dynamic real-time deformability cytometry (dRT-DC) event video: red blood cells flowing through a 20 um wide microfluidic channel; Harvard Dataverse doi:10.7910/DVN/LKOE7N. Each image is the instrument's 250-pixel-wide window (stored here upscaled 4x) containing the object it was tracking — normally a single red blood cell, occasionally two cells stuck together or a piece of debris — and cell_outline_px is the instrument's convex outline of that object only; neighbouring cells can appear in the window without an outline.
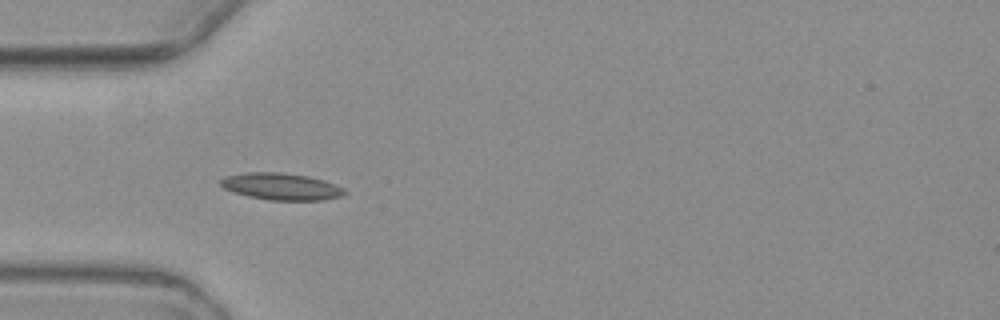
{"species": "common noctule bat (a hibernating species)", "species_latin": "Nyctalus noctula", "temperature_condition": "warm", "stored_images_in_passage": 6, "camera_frame_rate_fps": 3000, "um_per_image_px": 0.085, "animal": {"sex": "female", "body_mass_g": 19.3, "forearm_length_mm": 54.1}, "frame": {"image": 1, "passage_image": 4, "time_ms": 3.667, "image_size_px": [1000, 320], "cell_outline_px": [[348, 192], [340, 196], [324, 200], [272, 200], [248, 196], [232, 192], [224, 188], [220, 184], [220, 180], [224, 176], [248, 172], [280, 172], [308, 176], [336, 184], [344, 188]], "centroid_in_image_um": [23.9, 15.85], "position_along_channel_um": 61.1, "area_um2": 19.42}}
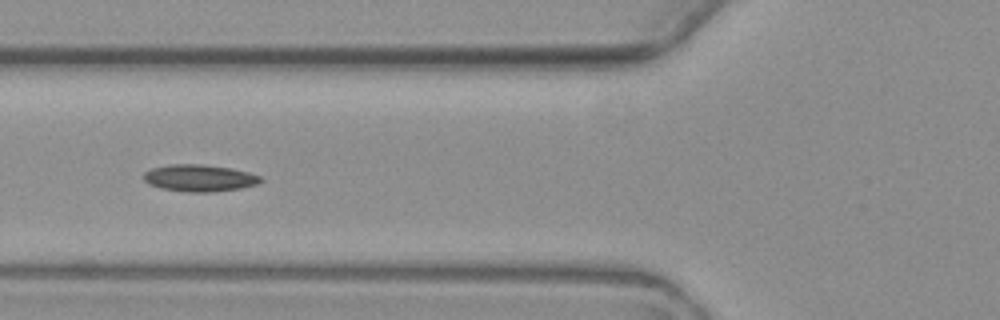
{"frame": {"image": 2, "passage_image": 5, "time_ms": 5.0, "image_size_px": [1000, 320], "cell_outline_px": [[264, 180], [256, 184], [240, 188], [212, 192], [188, 192], [160, 188], [148, 184], [144, 180], [144, 172], [152, 168], [172, 164], [200, 164], [232, 168], [248, 172], [260, 176]], "centroid_in_image_um": [16.94, 15.13], "position_along_channel_um": 108.9, "area_um2": 18.32}}
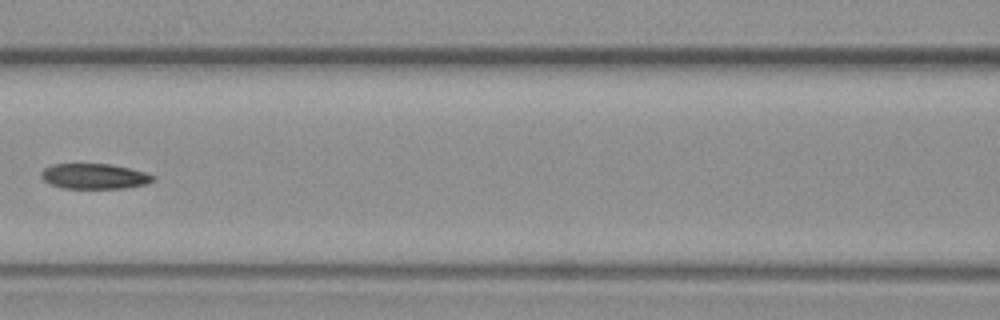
{"frame": {"image": 3, "passage_image": 6, "time_ms": 6.333, "image_size_px": [1000, 320], "cell_outline_px": [[156, 180], [148, 184], [124, 188], [60, 188], [44, 180], [40, 176], [40, 172], [44, 168], [52, 164], [112, 164], [144, 172], [156, 176]], "centroid_in_image_um": [8.04, 14.98], "position_along_channel_um": 158.6, "area_um2": 16.59}}